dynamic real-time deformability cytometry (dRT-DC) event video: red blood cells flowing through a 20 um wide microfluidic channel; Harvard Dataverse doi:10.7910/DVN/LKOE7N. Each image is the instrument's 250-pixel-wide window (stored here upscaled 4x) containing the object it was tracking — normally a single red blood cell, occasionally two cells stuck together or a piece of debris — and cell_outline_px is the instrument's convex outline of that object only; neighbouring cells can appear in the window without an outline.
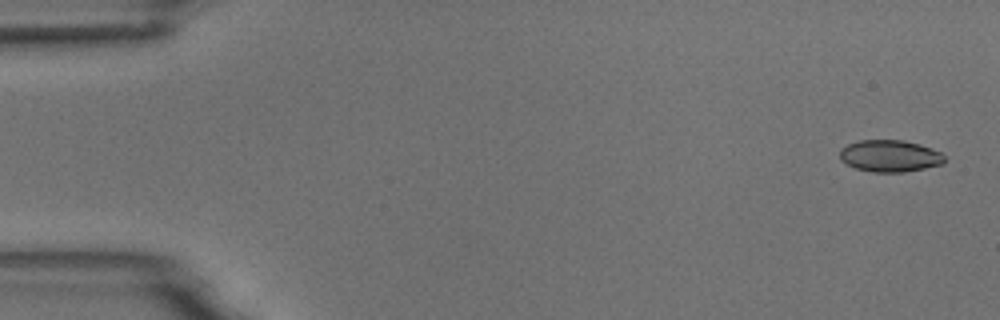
{"species": "common noctule bat (a hibernating species)", "species_latin": "Nyctalus noctula", "temperature_condition": "room temperature", "stored_images_in_passage": 5, "camera_frame_rate_fps": 3000, "um_per_image_px": 0.085, "animal": {"sex": "male", "body_mass_g": 18.8}, "frame": {"image": 1, "passage_image": 1, "time_ms": 0.0, "image_size_px": [1000, 320], "cell_outline_px": [[944, 164], [904, 172], [872, 172], [856, 168], [840, 160], [840, 148], [848, 144], [860, 140], [904, 140], [920, 144], [940, 152], [944, 156]], "centroid_in_image_um": [75.63, 13.25], "position_along_channel_um": 9.4, "area_um2": 19.42}}
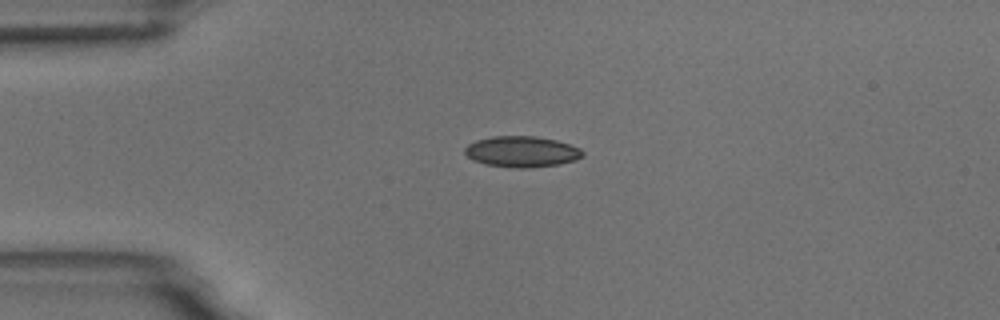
{"frame": {"image": 2, "passage_image": 4, "time_ms": 3.667, "image_size_px": [1000, 320], "cell_outline_px": [[584, 156], [576, 160], [560, 164], [528, 168], [516, 168], [484, 164], [472, 160], [464, 152], [464, 148], [468, 144], [476, 140], [492, 136], [536, 136], [556, 140], [580, 148], [584, 152]], "centroid_in_image_um": [44.35, 12.89], "position_along_channel_um": 40.7, "area_um2": 21.39}}